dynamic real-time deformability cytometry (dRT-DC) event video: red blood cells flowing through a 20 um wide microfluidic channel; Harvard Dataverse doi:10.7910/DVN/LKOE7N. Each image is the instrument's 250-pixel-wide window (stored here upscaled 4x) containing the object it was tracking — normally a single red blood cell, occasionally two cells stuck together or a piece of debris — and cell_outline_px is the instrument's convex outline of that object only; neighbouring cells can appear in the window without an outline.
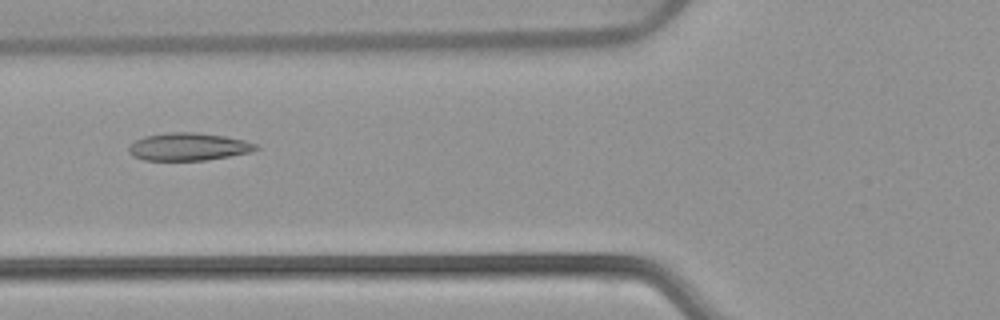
{"species": "common noctule bat (a hibernating species)", "species_latin": "Nyctalus noctula", "temperature_condition": "warm", "stored_images_in_passage": 52, "camera_frame_rate_fps": 3000, "um_per_image_px": 0.085, "animal": {"sex": "female", "body_mass_g": 22.7, "forearm_length_mm": 54.2}, "frame": {"image": 1, "passage_image": 20, "time_ms": 6.333, "image_size_px": [1000, 320], "cell_outline_px": [[260, 148], [252, 152], [204, 160], [144, 160], [132, 156], [128, 152], [128, 148], [136, 140], [144, 136], [168, 132], [196, 132], [224, 136], [244, 140], [260, 144]], "centroid_in_image_um": [16.04, 12.47], "position_along_channel_um": 109.8, "area_um2": 20.58}}
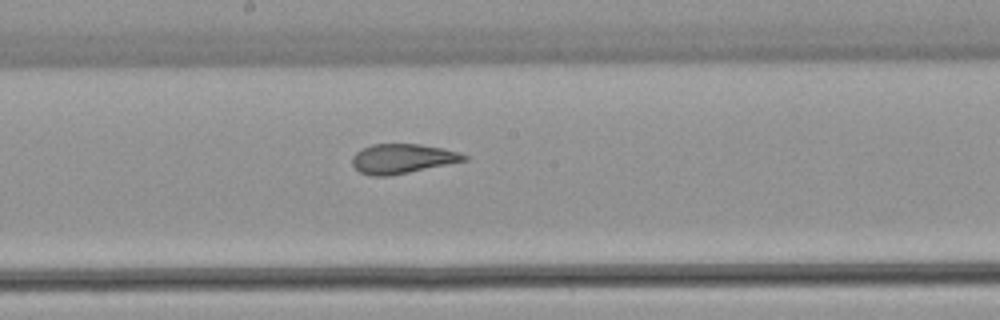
{"frame": {"image": 2, "passage_image": 28, "time_ms": 9.0, "image_size_px": [1000, 320], "cell_outline_px": [[468, 160], [388, 176], [368, 176], [360, 172], [352, 164], [352, 156], [356, 152], [372, 144], [420, 144], [444, 148], [460, 152], [468, 156]], "centroid_in_image_um": [34.21, 13.48], "position_along_channel_um": 214.0, "area_um2": 19.25}}
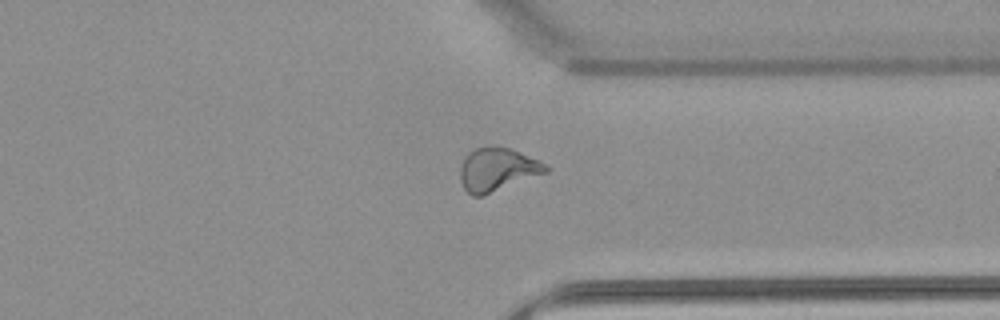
{"frame": {"image": 3, "passage_image": 40, "time_ms": 13.0, "image_size_px": [1000, 320], "cell_outline_px": [[548, 172], [480, 196], [472, 196], [464, 188], [460, 180], [460, 168], [468, 152], [476, 148], [508, 148], [536, 160], [544, 164], [548, 168]], "centroid_in_image_um": [42.23, 14.43], "position_along_channel_um": 369.2, "area_um2": 20.69}, "authors_computed_cell_mechanics": {"area_um2": 21.7617, "velocity_mm_per_s": 3.9056, "shape_relaxation_time_tau1_ms": 9.4925, "shape_relaxation_time_tau2_ms": 1.0111, "deformation_change_tau1": 0.2366, "deformation_change_tau2": 0.0737}}